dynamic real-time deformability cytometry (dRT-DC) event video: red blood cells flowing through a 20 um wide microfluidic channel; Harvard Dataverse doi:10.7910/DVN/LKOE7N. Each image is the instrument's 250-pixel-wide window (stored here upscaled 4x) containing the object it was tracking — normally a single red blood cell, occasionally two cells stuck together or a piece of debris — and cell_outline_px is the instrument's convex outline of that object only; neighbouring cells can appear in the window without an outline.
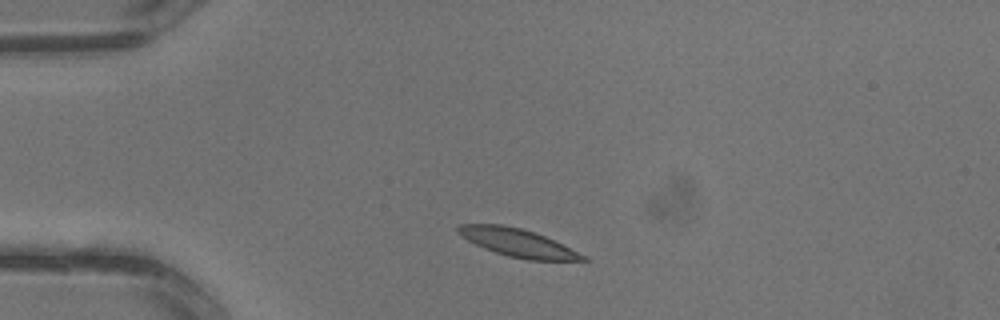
{"species": "common noctule bat (a hibernating species)", "species_latin": "Nyctalus noctula", "temperature_condition": "warm", "stored_images_in_passage": 3, "camera_frame_rate_fps": 3000, "um_per_image_px": 0.085, "animal": {"sex": "male", "body_mass_g": 13.3}, "frame": {"image": 1, "passage_image": 3, "time_ms": 0.667, "image_size_px": [1000, 320], "cell_outline_px": [[588, 260], [528, 260], [508, 256], [484, 248], [468, 240], [456, 232], [456, 228], [460, 224], [500, 224], [520, 228], [544, 236], [588, 256]], "centroid_in_image_um": [43.99, 20.63], "position_along_channel_um": 41.0, "area_um2": 20.0}}